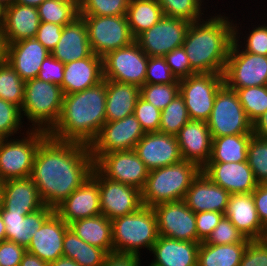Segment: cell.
I'll return each mask as SVG.
<instances>
[{"label":"cell","mask_w":267,"mask_h":266,"mask_svg":"<svg viewBox=\"0 0 267 266\" xmlns=\"http://www.w3.org/2000/svg\"><path fill=\"white\" fill-rule=\"evenodd\" d=\"M93 169L89 145L48 135L36 151L30 177L44 205L55 208L91 176Z\"/></svg>","instance_id":"1"},{"label":"cell","mask_w":267,"mask_h":266,"mask_svg":"<svg viewBox=\"0 0 267 266\" xmlns=\"http://www.w3.org/2000/svg\"><path fill=\"white\" fill-rule=\"evenodd\" d=\"M213 14L192 22L182 44L195 74H224L226 68L234 40L233 18L224 12Z\"/></svg>","instance_id":"2"},{"label":"cell","mask_w":267,"mask_h":266,"mask_svg":"<svg viewBox=\"0 0 267 266\" xmlns=\"http://www.w3.org/2000/svg\"><path fill=\"white\" fill-rule=\"evenodd\" d=\"M105 107L106 79L83 91L66 94L59 120L48 135L90 145L106 122Z\"/></svg>","instance_id":"3"},{"label":"cell","mask_w":267,"mask_h":266,"mask_svg":"<svg viewBox=\"0 0 267 266\" xmlns=\"http://www.w3.org/2000/svg\"><path fill=\"white\" fill-rule=\"evenodd\" d=\"M201 168L190 161L150 170L145 187L141 191L142 203L146 207L183 200L192 181Z\"/></svg>","instance_id":"4"},{"label":"cell","mask_w":267,"mask_h":266,"mask_svg":"<svg viewBox=\"0 0 267 266\" xmlns=\"http://www.w3.org/2000/svg\"><path fill=\"white\" fill-rule=\"evenodd\" d=\"M113 252L141 256V250H152L157 241V218L152 207L142 206L139 210L113 219Z\"/></svg>","instance_id":"5"},{"label":"cell","mask_w":267,"mask_h":266,"mask_svg":"<svg viewBox=\"0 0 267 266\" xmlns=\"http://www.w3.org/2000/svg\"><path fill=\"white\" fill-rule=\"evenodd\" d=\"M63 92L60 85L39 80L25 81L22 118L29 129L49 132L58 122L62 111ZM28 123V124H27Z\"/></svg>","instance_id":"6"},{"label":"cell","mask_w":267,"mask_h":266,"mask_svg":"<svg viewBox=\"0 0 267 266\" xmlns=\"http://www.w3.org/2000/svg\"><path fill=\"white\" fill-rule=\"evenodd\" d=\"M47 136V131L29 129L22 135L3 138L0 143V179L30 177L36 151Z\"/></svg>","instance_id":"7"},{"label":"cell","mask_w":267,"mask_h":266,"mask_svg":"<svg viewBox=\"0 0 267 266\" xmlns=\"http://www.w3.org/2000/svg\"><path fill=\"white\" fill-rule=\"evenodd\" d=\"M206 123L212 137L253 134V123L248 119L236 91L225 83L217 92Z\"/></svg>","instance_id":"8"},{"label":"cell","mask_w":267,"mask_h":266,"mask_svg":"<svg viewBox=\"0 0 267 266\" xmlns=\"http://www.w3.org/2000/svg\"><path fill=\"white\" fill-rule=\"evenodd\" d=\"M223 84V74L214 73H197L179 80V94L184 98L190 120H208Z\"/></svg>","instance_id":"9"},{"label":"cell","mask_w":267,"mask_h":266,"mask_svg":"<svg viewBox=\"0 0 267 266\" xmlns=\"http://www.w3.org/2000/svg\"><path fill=\"white\" fill-rule=\"evenodd\" d=\"M81 17L87 26L91 51L100 57L135 41L130 32L126 15Z\"/></svg>","instance_id":"10"},{"label":"cell","mask_w":267,"mask_h":266,"mask_svg":"<svg viewBox=\"0 0 267 266\" xmlns=\"http://www.w3.org/2000/svg\"><path fill=\"white\" fill-rule=\"evenodd\" d=\"M223 76L233 90L267 85V56L245 52L233 40Z\"/></svg>","instance_id":"11"},{"label":"cell","mask_w":267,"mask_h":266,"mask_svg":"<svg viewBox=\"0 0 267 266\" xmlns=\"http://www.w3.org/2000/svg\"><path fill=\"white\" fill-rule=\"evenodd\" d=\"M102 59L104 79L138 87L145 84L148 56L136 41L107 53Z\"/></svg>","instance_id":"12"},{"label":"cell","mask_w":267,"mask_h":266,"mask_svg":"<svg viewBox=\"0 0 267 266\" xmlns=\"http://www.w3.org/2000/svg\"><path fill=\"white\" fill-rule=\"evenodd\" d=\"M94 167L105 178L136 187L141 191L145 187L149 173L134 149L101 154L94 160Z\"/></svg>","instance_id":"13"},{"label":"cell","mask_w":267,"mask_h":266,"mask_svg":"<svg viewBox=\"0 0 267 266\" xmlns=\"http://www.w3.org/2000/svg\"><path fill=\"white\" fill-rule=\"evenodd\" d=\"M145 132L135 115L117 121L105 122L89 148L95 160L101 154L133 150Z\"/></svg>","instance_id":"14"},{"label":"cell","mask_w":267,"mask_h":266,"mask_svg":"<svg viewBox=\"0 0 267 266\" xmlns=\"http://www.w3.org/2000/svg\"><path fill=\"white\" fill-rule=\"evenodd\" d=\"M99 183L100 208L109 220L133 213L142 206V193L136 187L105 178L95 167L91 174Z\"/></svg>","instance_id":"15"},{"label":"cell","mask_w":267,"mask_h":266,"mask_svg":"<svg viewBox=\"0 0 267 266\" xmlns=\"http://www.w3.org/2000/svg\"><path fill=\"white\" fill-rule=\"evenodd\" d=\"M190 22L163 16L154 26L141 33L135 41L149 57L161 56L181 47Z\"/></svg>","instance_id":"16"},{"label":"cell","mask_w":267,"mask_h":266,"mask_svg":"<svg viewBox=\"0 0 267 266\" xmlns=\"http://www.w3.org/2000/svg\"><path fill=\"white\" fill-rule=\"evenodd\" d=\"M152 208L157 218L158 235L197 242L195 213L183 200L158 204Z\"/></svg>","instance_id":"17"},{"label":"cell","mask_w":267,"mask_h":266,"mask_svg":"<svg viewBox=\"0 0 267 266\" xmlns=\"http://www.w3.org/2000/svg\"><path fill=\"white\" fill-rule=\"evenodd\" d=\"M98 181L91 175L55 207V213L66 223L101 215Z\"/></svg>","instance_id":"18"},{"label":"cell","mask_w":267,"mask_h":266,"mask_svg":"<svg viewBox=\"0 0 267 266\" xmlns=\"http://www.w3.org/2000/svg\"><path fill=\"white\" fill-rule=\"evenodd\" d=\"M134 150L149 171L183 160L175 135L160 132L145 133Z\"/></svg>","instance_id":"19"},{"label":"cell","mask_w":267,"mask_h":266,"mask_svg":"<svg viewBox=\"0 0 267 266\" xmlns=\"http://www.w3.org/2000/svg\"><path fill=\"white\" fill-rule=\"evenodd\" d=\"M201 171L230 194L251 193L258 185L248 162H207Z\"/></svg>","instance_id":"20"},{"label":"cell","mask_w":267,"mask_h":266,"mask_svg":"<svg viewBox=\"0 0 267 266\" xmlns=\"http://www.w3.org/2000/svg\"><path fill=\"white\" fill-rule=\"evenodd\" d=\"M176 137L183 160L200 168L210 160L213 138L205 121L189 120Z\"/></svg>","instance_id":"21"},{"label":"cell","mask_w":267,"mask_h":266,"mask_svg":"<svg viewBox=\"0 0 267 266\" xmlns=\"http://www.w3.org/2000/svg\"><path fill=\"white\" fill-rule=\"evenodd\" d=\"M68 228L69 225L54 212L32 235L26 251L47 263L56 261L63 256V239Z\"/></svg>","instance_id":"22"},{"label":"cell","mask_w":267,"mask_h":266,"mask_svg":"<svg viewBox=\"0 0 267 266\" xmlns=\"http://www.w3.org/2000/svg\"><path fill=\"white\" fill-rule=\"evenodd\" d=\"M230 193L214 184L202 171L192 181L183 201L194 213L215 211L225 214Z\"/></svg>","instance_id":"23"},{"label":"cell","mask_w":267,"mask_h":266,"mask_svg":"<svg viewBox=\"0 0 267 266\" xmlns=\"http://www.w3.org/2000/svg\"><path fill=\"white\" fill-rule=\"evenodd\" d=\"M224 215L246 238H267V229L259 219L252 193L230 194Z\"/></svg>","instance_id":"24"},{"label":"cell","mask_w":267,"mask_h":266,"mask_svg":"<svg viewBox=\"0 0 267 266\" xmlns=\"http://www.w3.org/2000/svg\"><path fill=\"white\" fill-rule=\"evenodd\" d=\"M103 80V59L91 53L86 58L65 64L60 86L63 95H66L93 87Z\"/></svg>","instance_id":"25"},{"label":"cell","mask_w":267,"mask_h":266,"mask_svg":"<svg viewBox=\"0 0 267 266\" xmlns=\"http://www.w3.org/2000/svg\"><path fill=\"white\" fill-rule=\"evenodd\" d=\"M51 55L36 38L9 44L8 63L23 81L37 78L41 64Z\"/></svg>","instance_id":"26"},{"label":"cell","mask_w":267,"mask_h":266,"mask_svg":"<svg viewBox=\"0 0 267 266\" xmlns=\"http://www.w3.org/2000/svg\"><path fill=\"white\" fill-rule=\"evenodd\" d=\"M200 242L172 239L159 235L153 244V259L148 266H197Z\"/></svg>","instance_id":"27"},{"label":"cell","mask_w":267,"mask_h":266,"mask_svg":"<svg viewBox=\"0 0 267 266\" xmlns=\"http://www.w3.org/2000/svg\"><path fill=\"white\" fill-rule=\"evenodd\" d=\"M44 206L31 177L4 181L2 207L6 211L28 215Z\"/></svg>","instance_id":"28"},{"label":"cell","mask_w":267,"mask_h":266,"mask_svg":"<svg viewBox=\"0 0 267 266\" xmlns=\"http://www.w3.org/2000/svg\"><path fill=\"white\" fill-rule=\"evenodd\" d=\"M91 53L87 26L84 19L79 16L63 26L61 38L51 55L65 65L86 58Z\"/></svg>","instance_id":"29"},{"label":"cell","mask_w":267,"mask_h":266,"mask_svg":"<svg viewBox=\"0 0 267 266\" xmlns=\"http://www.w3.org/2000/svg\"><path fill=\"white\" fill-rule=\"evenodd\" d=\"M54 212L55 208L46 205L40 210L28 215L11 213L2 207L0 214L5 224L6 240L27 248L31 242L32 235L35 234L36 230L41 228L44 222Z\"/></svg>","instance_id":"30"},{"label":"cell","mask_w":267,"mask_h":266,"mask_svg":"<svg viewBox=\"0 0 267 266\" xmlns=\"http://www.w3.org/2000/svg\"><path fill=\"white\" fill-rule=\"evenodd\" d=\"M40 23L37 8L13 3L5 8L2 28L11 44L23 39L35 38Z\"/></svg>","instance_id":"31"},{"label":"cell","mask_w":267,"mask_h":266,"mask_svg":"<svg viewBox=\"0 0 267 266\" xmlns=\"http://www.w3.org/2000/svg\"><path fill=\"white\" fill-rule=\"evenodd\" d=\"M140 87L106 80V122L117 121L134 114Z\"/></svg>","instance_id":"32"},{"label":"cell","mask_w":267,"mask_h":266,"mask_svg":"<svg viewBox=\"0 0 267 266\" xmlns=\"http://www.w3.org/2000/svg\"><path fill=\"white\" fill-rule=\"evenodd\" d=\"M69 228L86 243L113 252L112 222L104 215L78 219Z\"/></svg>","instance_id":"33"},{"label":"cell","mask_w":267,"mask_h":266,"mask_svg":"<svg viewBox=\"0 0 267 266\" xmlns=\"http://www.w3.org/2000/svg\"><path fill=\"white\" fill-rule=\"evenodd\" d=\"M164 16L157 0H130L126 18L134 39Z\"/></svg>","instance_id":"34"},{"label":"cell","mask_w":267,"mask_h":266,"mask_svg":"<svg viewBox=\"0 0 267 266\" xmlns=\"http://www.w3.org/2000/svg\"><path fill=\"white\" fill-rule=\"evenodd\" d=\"M248 243H200L197 266H239Z\"/></svg>","instance_id":"35"},{"label":"cell","mask_w":267,"mask_h":266,"mask_svg":"<svg viewBox=\"0 0 267 266\" xmlns=\"http://www.w3.org/2000/svg\"><path fill=\"white\" fill-rule=\"evenodd\" d=\"M107 252L80 239L68 228L63 239V256L71 258L80 266H102Z\"/></svg>","instance_id":"36"},{"label":"cell","mask_w":267,"mask_h":266,"mask_svg":"<svg viewBox=\"0 0 267 266\" xmlns=\"http://www.w3.org/2000/svg\"><path fill=\"white\" fill-rule=\"evenodd\" d=\"M253 134L212 137L211 157L208 162H245L247 148Z\"/></svg>","instance_id":"37"},{"label":"cell","mask_w":267,"mask_h":266,"mask_svg":"<svg viewBox=\"0 0 267 266\" xmlns=\"http://www.w3.org/2000/svg\"><path fill=\"white\" fill-rule=\"evenodd\" d=\"M37 10L41 22L65 26L79 17V0H44Z\"/></svg>","instance_id":"38"},{"label":"cell","mask_w":267,"mask_h":266,"mask_svg":"<svg viewBox=\"0 0 267 266\" xmlns=\"http://www.w3.org/2000/svg\"><path fill=\"white\" fill-rule=\"evenodd\" d=\"M236 20L237 19L235 20L233 19L234 41L245 52L267 56V20L265 22L260 20L259 25H258V22H257V25L253 24L252 30H250L251 28H249L248 29L249 31H247L246 36L243 34V31L241 30V29L245 30L244 25L246 24H243V28H242V23L241 22L238 23Z\"/></svg>","instance_id":"39"},{"label":"cell","mask_w":267,"mask_h":266,"mask_svg":"<svg viewBox=\"0 0 267 266\" xmlns=\"http://www.w3.org/2000/svg\"><path fill=\"white\" fill-rule=\"evenodd\" d=\"M164 16L179 18L190 23L205 18L208 8L204 0H157ZM205 10V11H204ZM206 12V13H205ZM204 15V16H203Z\"/></svg>","instance_id":"40"},{"label":"cell","mask_w":267,"mask_h":266,"mask_svg":"<svg viewBox=\"0 0 267 266\" xmlns=\"http://www.w3.org/2000/svg\"><path fill=\"white\" fill-rule=\"evenodd\" d=\"M25 81L7 62L0 65V98L22 107L24 101Z\"/></svg>","instance_id":"41"},{"label":"cell","mask_w":267,"mask_h":266,"mask_svg":"<svg viewBox=\"0 0 267 266\" xmlns=\"http://www.w3.org/2000/svg\"><path fill=\"white\" fill-rule=\"evenodd\" d=\"M189 120L190 118L184 98L178 94L171 103L161 111L159 132L176 136Z\"/></svg>","instance_id":"42"},{"label":"cell","mask_w":267,"mask_h":266,"mask_svg":"<svg viewBox=\"0 0 267 266\" xmlns=\"http://www.w3.org/2000/svg\"><path fill=\"white\" fill-rule=\"evenodd\" d=\"M235 91L252 123L267 111V85L246 87Z\"/></svg>","instance_id":"43"},{"label":"cell","mask_w":267,"mask_h":266,"mask_svg":"<svg viewBox=\"0 0 267 266\" xmlns=\"http://www.w3.org/2000/svg\"><path fill=\"white\" fill-rule=\"evenodd\" d=\"M247 162L258 184H267V140L252 135L247 148Z\"/></svg>","instance_id":"44"},{"label":"cell","mask_w":267,"mask_h":266,"mask_svg":"<svg viewBox=\"0 0 267 266\" xmlns=\"http://www.w3.org/2000/svg\"><path fill=\"white\" fill-rule=\"evenodd\" d=\"M25 123L21 108L0 98V136L12 138V136L16 137V134H24L29 130L27 126H24Z\"/></svg>","instance_id":"45"},{"label":"cell","mask_w":267,"mask_h":266,"mask_svg":"<svg viewBox=\"0 0 267 266\" xmlns=\"http://www.w3.org/2000/svg\"><path fill=\"white\" fill-rule=\"evenodd\" d=\"M130 0H79V16H124Z\"/></svg>","instance_id":"46"},{"label":"cell","mask_w":267,"mask_h":266,"mask_svg":"<svg viewBox=\"0 0 267 266\" xmlns=\"http://www.w3.org/2000/svg\"><path fill=\"white\" fill-rule=\"evenodd\" d=\"M179 94V84H149L140 87V97L161 111Z\"/></svg>","instance_id":"47"},{"label":"cell","mask_w":267,"mask_h":266,"mask_svg":"<svg viewBox=\"0 0 267 266\" xmlns=\"http://www.w3.org/2000/svg\"><path fill=\"white\" fill-rule=\"evenodd\" d=\"M251 239L246 238L236 226L227 218L223 217L212 233L203 242L205 244L220 245L234 243H249Z\"/></svg>","instance_id":"48"},{"label":"cell","mask_w":267,"mask_h":266,"mask_svg":"<svg viewBox=\"0 0 267 266\" xmlns=\"http://www.w3.org/2000/svg\"><path fill=\"white\" fill-rule=\"evenodd\" d=\"M145 83L149 84H179L164 57L148 56Z\"/></svg>","instance_id":"49"},{"label":"cell","mask_w":267,"mask_h":266,"mask_svg":"<svg viewBox=\"0 0 267 266\" xmlns=\"http://www.w3.org/2000/svg\"><path fill=\"white\" fill-rule=\"evenodd\" d=\"M134 115L145 133L159 132L161 110L139 97L137 99Z\"/></svg>","instance_id":"50"},{"label":"cell","mask_w":267,"mask_h":266,"mask_svg":"<svg viewBox=\"0 0 267 266\" xmlns=\"http://www.w3.org/2000/svg\"><path fill=\"white\" fill-rule=\"evenodd\" d=\"M164 58L177 80H181L195 74L191 70L190 61L183 46L175 48L166 54Z\"/></svg>","instance_id":"51"},{"label":"cell","mask_w":267,"mask_h":266,"mask_svg":"<svg viewBox=\"0 0 267 266\" xmlns=\"http://www.w3.org/2000/svg\"><path fill=\"white\" fill-rule=\"evenodd\" d=\"M239 266H267V238L250 240Z\"/></svg>","instance_id":"52"},{"label":"cell","mask_w":267,"mask_h":266,"mask_svg":"<svg viewBox=\"0 0 267 266\" xmlns=\"http://www.w3.org/2000/svg\"><path fill=\"white\" fill-rule=\"evenodd\" d=\"M224 216V213L215 211L195 213L197 242H204Z\"/></svg>","instance_id":"53"},{"label":"cell","mask_w":267,"mask_h":266,"mask_svg":"<svg viewBox=\"0 0 267 266\" xmlns=\"http://www.w3.org/2000/svg\"><path fill=\"white\" fill-rule=\"evenodd\" d=\"M64 68L65 65L61 61L49 55L41 64L37 78L55 85H61L64 78Z\"/></svg>","instance_id":"54"},{"label":"cell","mask_w":267,"mask_h":266,"mask_svg":"<svg viewBox=\"0 0 267 266\" xmlns=\"http://www.w3.org/2000/svg\"><path fill=\"white\" fill-rule=\"evenodd\" d=\"M63 26L55 23L41 22L37 31L36 39L49 51L52 52L62 35Z\"/></svg>","instance_id":"55"},{"label":"cell","mask_w":267,"mask_h":266,"mask_svg":"<svg viewBox=\"0 0 267 266\" xmlns=\"http://www.w3.org/2000/svg\"><path fill=\"white\" fill-rule=\"evenodd\" d=\"M26 248L15 242L4 240L0 242V265L20 266Z\"/></svg>","instance_id":"56"},{"label":"cell","mask_w":267,"mask_h":266,"mask_svg":"<svg viewBox=\"0 0 267 266\" xmlns=\"http://www.w3.org/2000/svg\"><path fill=\"white\" fill-rule=\"evenodd\" d=\"M251 193L259 219L267 229V184H258Z\"/></svg>","instance_id":"57"},{"label":"cell","mask_w":267,"mask_h":266,"mask_svg":"<svg viewBox=\"0 0 267 266\" xmlns=\"http://www.w3.org/2000/svg\"><path fill=\"white\" fill-rule=\"evenodd\" d=\"M141 257L127 253L110 252L102 266H142Z\"/></svg>","instance_id":"58"},{"label":"cell","mask_w":267,"mask_h":266,"mask_svg":"<svg viewBox=\"0 0 267 266\" xmlns=\"http://www.w3.org/2000/svg\"><path fill=\"white\" fill-rule=\"evenodd\" d=\"M253 134L267 140V111L253 123Z\"/></svg>","instance_id":"59"},{"label":"cell","mask_w":267,"mask_h":266,"mask_svg":"<svg viewBox=\"0 0 267 266\" xmlns=\"http://www.w3.org/2000/svg\"><path fill=\"white\" fill-rule=\"evenodd\" d=\"M20 266H49V263L26 251L22 257Z\"/></svg>","instance_id":"60"},{"label":"cell","mask_w":267,"mask_h":266,"mask_svg":"<svg viewBox=\"0 0 267 266\" xmlns=\"http://www.w3.org/2000/svg\"><path fill=\"white\" fill-rule=\"evenodd\" d=\"M9 42L0 26V65L8 61Z\"/></svg>","instance_id":"61"},{"label":"cell","mask_w":267,"mask_h":266,"mask_svg":"<svg viewBox=\"0 0 267 266\" xmlns=\"http://www.w3.org/2000/svg\"><path fill=\"white\" fill-rule=\"evenodd\" d=\"M49 266H80L77 262L67 257H59L56 261L50 262Z\"/></svg>","instance_id":"62"},{"label":"cell","mask_w":267,"mask_h":266,"mask_svg":"<svg viewBox=\"0 0 267 266\" xmlns=\"http://www.w3.org/2000/svg\"><path fill=\"white\" fill-rule=\"evenodd\" d=\"M43 1L44 0H14V3L37 8Z\"/></svg>","instance_id":"63"},{"label":"cell","mask_w":267,"mask_h":266,"mask_svg":"<svg viewBox=\"0 0 267 266\" xmlns=\"http://www.w3.org/2000/svg\"><path fill=\"white\" fill-rule=\"evenodd\" d=\"M4 240H6V230H5V224L0 214V242Z\"/></svg>","instance_id":"64"},{"label":"cell","mask_w":267,"mask_h":266,"mask_svg":"<svg viewBox=\"0 0 267 266\" xmlns=\"http://www.w3.org/2000/svg\"><path fill=\"white\" fill-rule=\"evenodd\" d=\"M5 6L0 3V26L2 27L5 19Z\"/></svg>","instance_id":"65"},{"label":"cell","mask_w":267,"mask_h":266,"mask_svg":"<svg viewBox=\"0 0 267 266\" xmlns=\"http://www.w3.org/2000/svg\"><path fill=\"white\" fill-rule=\"evenodd\" d=\"M3 193H4V181L0 179V210L3 203Z\"/></svg>","instance_id":"66"},{"label":"cell","mask_w":267,"mask_h":266,"mask_svg":"<svg viewBox=\"0 0 267 266\" xmlns=\"http://www.w3.org/2000/svg\"><path fill=\"white\" fill-rule=\"evenodd\" d=\"M0 3L5 7L11 6L14 3V0H0Z\"/></svg>","instance_id":"67"}]
</instances>
